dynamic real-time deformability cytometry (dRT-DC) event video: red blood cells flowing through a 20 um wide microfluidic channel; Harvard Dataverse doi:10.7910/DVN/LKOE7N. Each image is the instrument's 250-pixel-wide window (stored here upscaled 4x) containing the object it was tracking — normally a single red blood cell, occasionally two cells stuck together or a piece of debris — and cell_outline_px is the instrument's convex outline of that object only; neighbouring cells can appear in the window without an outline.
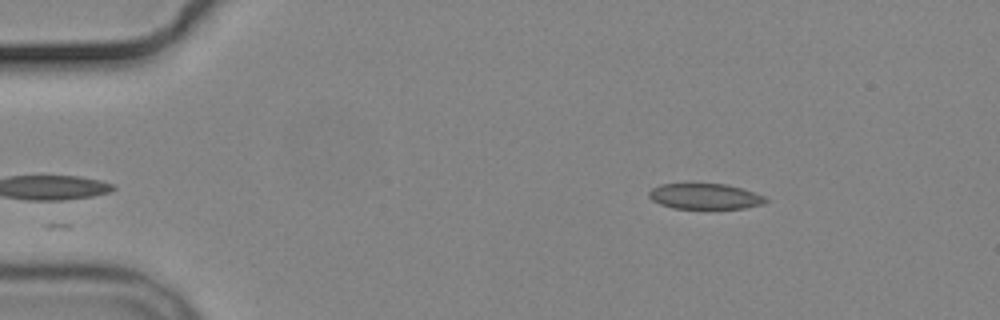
{"species": "common noctule bat (a hibernating species)", "species_latin": "Nyctalus noctula", "temperature_condition": "cold", "stored_images_in_passage": 5, "camera_frame_rate_fps": 3000, "um_per_image_px": 0.085, "animal": {"sex": "male", "body_mass_g": 19.2, "forearm_length_mm": 51.8}, "frame": {"image": 1, "passage_image": 5, "time_ms": 4.667, "image_size_px": [1000, 320], "cell_outline_px": [[768, 200], [764, 204], [744, 208], [672, 208], [660, 204], [652, 200], [648, 196], [648, 192], [652, 188], [660, 184], [728, 184], [764, 196]], "centroid_in_image_um": [59.9, 16.69], "position_along_channel_um": 25.1, "area_um2": 17.28}}